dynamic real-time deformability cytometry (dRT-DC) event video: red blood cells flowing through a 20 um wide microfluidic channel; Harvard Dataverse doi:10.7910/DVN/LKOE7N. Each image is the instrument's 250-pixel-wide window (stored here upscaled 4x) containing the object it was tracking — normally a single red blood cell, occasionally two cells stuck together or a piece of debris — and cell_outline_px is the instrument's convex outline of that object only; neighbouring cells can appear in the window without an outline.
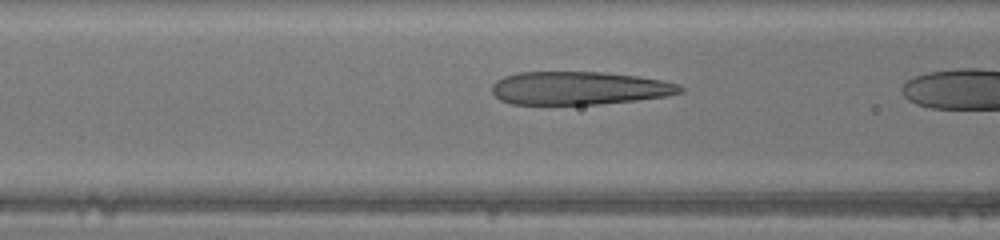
{"species": "human", "species_latin": "Homo sapiens", "temperature_condition": "warm", "stored_images_in_passage": 31, "camera_frame_rate_fps": 3000, "um_per_image_px": 0.085, "donor": {"sex": "male"}, "frame": {"image": 1, "passage_image": 13, "time_ms": 4.0, "image_size_px": [1000, 240], "cell_outline_px": [[684, 92], [664, 96], [636, 100], [600, 104], [512, 104], [500, 100], [492, 92], [492, 84], [496, 80], [504, 76], [516, 72], [604, 72], [640, 76], [660, 80], [676, 84], [684, 88]], "centroid_in_image_um": [49.2, 7.48], "position_along_channel_um": 117.4, "area_um2": 36.41}}
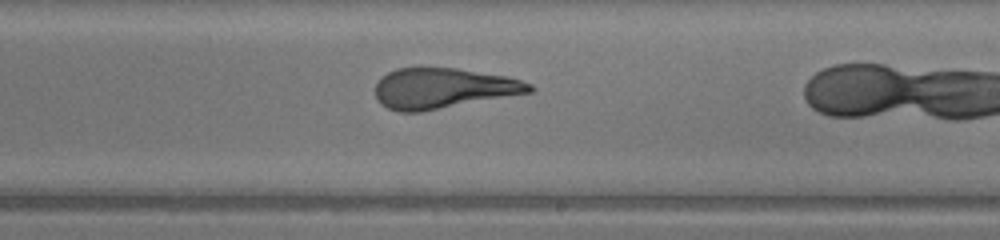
{"frame": {"image": 2, "passage_image": 22, "time_ms": 7.0, "image_size_px": [1000, 240], "cell_outline_px": [[536, 88], [532, 92], [420, 112], [400, 112], [388, 108], [380, 104], [376, 100], [376, 84], [388, 72], [396, 68], [456, 68], [508, 76], [532, 84]], "centroid_in_image_um": [37.68, 7.51], "position_along_channel_um": 251.3, "area_um2": 36.24}}
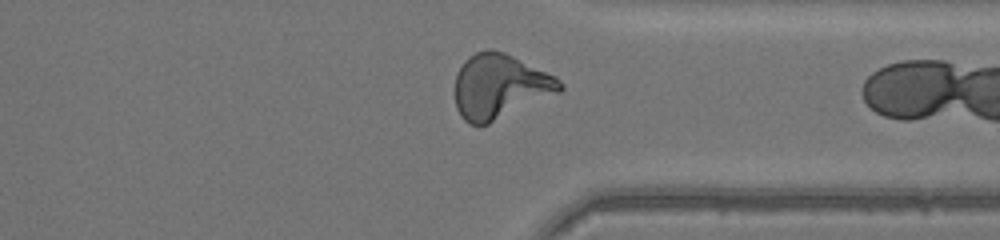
{"frame": {"image": 3, "passage_image": 30, "time_ms": 9.667, "image_size_px": [1000, 240], "cell_outline_px": [[564, 88], [560, 92], [488, 124], [468, 124], [460, 116], [456, 108], [456, 72], [464, 60], [468, 56], [476, 52], [488, 48], [504, 52], [556, 76], [564, 84]], "centroid_in_image_um": [42.48, 7.33], "position_along_channel_um": 368.9, "area_um2": 39.48}}